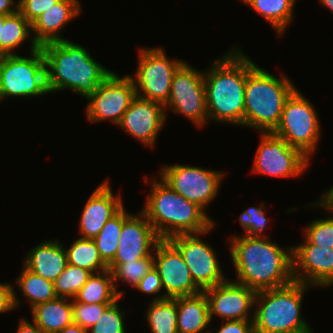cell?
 <instances>
[{"label":"cell","instance_id":"cell-33","mask_svg":"<svg viewBox=\"0 0 333 333\" xmlns=\"http://www.w3.org/2000/svg\"><path fill=\"white\" fill-rule=\"evenodd\" d=\"M91 274L86 269L67 264L65 270L53 282L56 296L73 299Z\"/></svg>","mask_w":333,"mask_h":333},{"label":"cell","instance_id":"cell-15","mask_svg":"<svg viewBox=\"0 0 333 333\" xmlns=\"http://www.w3.org/2000/svg\"><path fill=\"white\" fill-rule=\"evenodd\" d=\"M154 250V268L159 273L165 292L155 296L153 301L202 292L195 284L182 254L169 240H160Z\"/></svg>","mask_w":333,"mask_h":333},{"label":"cell","instance_id":"cell-35","mask_svg":"<svg viewBox=\"0 0 333 333\" xmlns=\"http://www.w3.org/2000/svg\"><path fill=\"white\" fill-rule=\"evenodd\" d=\"M304 237L311 244L333 248V215L308 223Z\"/></svg>","mask_w":333,"mask_h":333},{"label":"cell","instance_id":"cell-21","mask_svg":"<svg viewBox=\"0 0 333 333\" xmlns=\"http://www.w3.org/2000/svg\"><path fill=\"white\" fill-rule=\"evenodd\" d=\"M81 13L79 0H59L31 24L35 43L41 47L49 42L68 40L61 36V29Z\"/></svg>","mask_w":333,"mask_h":333},{"label":"cell","instance_id":"cell-28","mask_svg":"<svg viewBox=\"0 0 333 333\" xmlns=\"http://www.w3.org/2000/svg\"><path fill=\"white\" fill-rule=\"evenodd\" d=\"M65 252L68 264L86 269L92 274L108 269L93 239L80 237L68 249L65 247Z\"/></svg>","mask_w":333,"mask_h":333},{"label":"cell","instance_id":"cell-40","mask_svg":"<svg viewBox=\"0 0 333 333\" xmlns=\"http://www.w3.org/2000/svg\"><path fill=\"white\" fill-rule=\"evenodd\" d=\"M15 288L11 283H0V313L12 311L20 306Z\"/></svg>","mask_w":333,"mask_h":333},{"label":"cell","instance_id":"cell-19","mask_svg":"<svg viewBox=\"0 0 333 333\" xmlns=\"http://www.w3.org/2000/svg\"><path fill=\"white\" fill-rule=\"evenodd\" d=\"M166 114L163 104L136 95L117 126L142 144L154 147L167 120Z\"/></svg>","mask_w":333,"mask_h":333},{"label":"cell","instance_id":"cell-46","mask_svg":"<svg viewBox=\"0 0 333 333\" xmlns=\"http://www.w3.org/2000/svg\"><path fill=\"white\" fill-rule=\"evenodd\" d=\"M322 6H326L333 13V0H320Z\"/></svg>","mask_w":333,"mask_h":333},{"label":"cell","instance_id":"cell-18","mask_svg":"<svg viewBox=\"0 0 333 333\" xmlns=\"http://www.w3.org/2000/svg\"><path fill=\"white\" fill-rule=\"evenodd\" d=\"M160 240L142 211L131 214L123 222L118 249L108 269L112 272L121 263L153 257L152 252Z\"/></svg>","mask_w":333,"mask_h":333},{"label":"cell","instance_id":"cell-32","mask_svg":"<svg viewBox=\"0 0 333 333\" xmlns=\"http://www.w3.org/2000/svg\"><path fill=\"white\" fill-rule=\"evenodd\" d=\"M154 267L153 257H144L136 261H129L119 264L113 271L114 286L117 294L122 298L125 292L119 291L117 281L126 282L135 288L143 276Z\"/></svg>","mask_w":333,"mask_h":333},{"label":"cell","instance_id":"cell-6","mask_svg":"<svg viewBox=\"0 0 333 333\" xmlns=\"http://www.w3.org/2000/svg\"><path fill=\"white\" fill-rule=\"evenodd\" d=\"M307 284L298 281L273 289L258 291L255 296L254 333H313L302 318L301 308Z\"/></svg>","mask_w":333,"mask_h":333},{"label":"cell","instance_id":"cell-29","mask_svg":"<svg viewBox=\"0 0 333 333\" xmlns=\"http://www.w3.org/2000/svg\"><path fill=\"white\" fill-rule=\"evenodd\" d=\"M146 312V320L150 333L177 332V297L150 301Z\"/></svg>","mask_w":333,"mask_h":333},{"label":"cell","instance_id":"cell-26","mask_svg":"<svg viewBox=\"0 0 333 333\" xmlns=\"http://www.w3.org/2000/svg\"><path fill=\"white\" fill-rule=\"evenodd\" d=\"M73 299L81 303L97 304L114 303L121 297L116 292L112 272L107 269L91 274Z\"/></svg>","mask_w":333,"mask_h":333},{"label":"cell","instance_id":"cell-24","mask_svg":"<svg viewBox=\"0 0 333 333\" xmlns=\"http://www.w3.org/2000/svg\"><path fill=\"white\" fill-rule=\"evenodd\" d=\"M69 301V302H68ZM32 321L44 333H56L73 324L72 299L56 297L31 308Z\"/></svg>","mask_w":333,"mask_h":333},{"label":"cell","instance_id":"cell-2","mask_svg":"<svg viewBox=\"0 0 333 333\" xmlns=\"http://www.w3.org/2000/svg\"><path fill=\"white\" fill-rule=\"evenodd\" d=\"M247 55L228 51L204 71L208 120L244 127Z\"/></svg>","mask_w":333,"mask_h":333},{"label":"cell","instance_id":"cell-41","mask_svg":"<svg viewBox=\"0 0 333 333\" xmlns=\"http://www.w3.org/2000/svg\"><path fill=\"white\" fill-rule=\"evenodd\" d=\"M222 322L215 333H254L253 320H226Z\"/></svg>","mask_w":333,"mask_h":333},{"label":"cell","instance_id":"cell-4","mask_svg":"<svg viewBox=\"0 0 333 333\" xmlns=\"http://www.w3.org/2000/svg\"><path fill=\"white\" fill-rule=\"evenodd\" d=\"M151 180V190L141 211L161 240L180 234L204 233L215 223L198 204L185 199L161 178Z\"/></svg>","mask_w":333,"mask_h":333},{"label":"cell","instance_id":"cell-9","mask_svg":"<svg viewBox=\"0 0 333 333\" xmlns=\"http://www.w3.org/2000/svg\"><path fill=\"white\" fill-rule=\"evenodd\" d=\"M184 62L169 59L161 47L141 48L135 76H130L136 95L165 105L169 100L174 73Z\"/></svg>","mask_w":333,"mask_h":333},{"label":"cell","instance_id":"cell-31","mask_svg":"<svg viewBox=\"0 0 333 333\" xmlns=\"http://www.w3.org/2000/svg\"><path fill=\"white\" fill-rule=\"evenodd\" d=\"M16 280L22 294L30 301V309L37 304L53 300L57 297L52 281L29 271L24 266Z\"/></svg>","mask_w":333,"mask_h":333},{"label":"cell","instance_id":"cell-20","mask_svg":"<svg viewBox=\"0 0 333 333\" xmlns=\"http://www.w3.org/2000/svg\"><path fill=\"white\" fill-rule=\"evenodd\" d=\"M109 181H103L89 196L79 221L81 238H95L106 222L123 206L121 195H114Z\"/></svg>","mask_w":333,"mask_h":333},{"label":"cell","instance_id":"cell-34","mask_svg":"<svg viewBox=\"0 0 333 333\" xmlns=\"http://www.w3.org/2000/svg\"><path fill=\"white\" fill-rule=\"evenodd\" d=\"M118 300L112 303L98 321L88 330L90 333H126L125 313L118 307Z\"/></svg>","mask_w":333,"mask_h":333},{"label":"cell","instance_id":"cell-45","mask_svg":"<svg viewBox=\"0 0 333 333\" xmlns=\"http://www.w3.org/2000/svg\"><path fill=\"white\" fill-rule=\"evenodd\" d=\"M56 333H89L88 330L84 329L83 327L77 325V324H71L69 326H66L61 331Z\"/></svg>","mask_w":333,"mask_h":333},{"label":"cell","instance_id":"cell-47","mask_svg":"<svg viewBox=\"0 0 333 333\" xmlns=\"http://www.w3.org/2000/svg\"><path fill=\"white\" fill-rule=\"evenodd\" d=\"M0 39H1V15H0Z\"/></svg>","mask_w":333,"mask_h":333},{"label":"cell","instance_id":"cell-38","mask_svg":"<svg viewBox=\"0 0 333 333\" xmlns=\"http://www.w3.org/2000/svg\"><path fill=\"white\" fill-rule=\"evenodd\" d=\"M59 0H18V12L32 24L44 11Z\"/></svg>","mask_w":333,"mask_h":333},{"label":"cell","instance_id":"cell-7","mask_svg":"<svg viewBox=\"0 0 333 333\" xmlns=\"http://www.w3.org/2000/svg\"><path fill=\"white\" fill-rule=\"evenodd\" d=\"M29 55L0 56L1 101L7 97H39L49 93L41 48L29 52Z\"/></svg>","mask_w":333,"mask_h":333},{"label":"cell","instance_id":"cell-37","mask_svg":"<svg viewBox=\"0 0 333 333\" xmlns=\"http://www.w3.org/2000/svg\"><path fill=\"white\" fill-rule=\"evenodd\" d=\"M265 203L259 204L260 207H248L239 216V222L242 228L246 231L247 236L251 237H268L261 234L266 225H268V220L265 216L264 206Z\"/></svg>","mask_w":333,"mask_h":333},{"label":"cell","instance_id":"cell-23","mask_svg":"<svg viewBox=\"0 0 333 333\" xmlns=\"http://www.w3.org/2000/svg\"><path fill=\"white\" fill-rule=\"evenodd\" d=\"M210 323L209 303L204 291L177 297L178 333H209L206 329Z\"/></svg>","mask_w":333,"mask_h":333},{"label":"cell","instance_id":"cell-3","mask_svg":"<svg viewBox=\"0 0 333 333\" xmlns=\"http://www.w3.org/2000/svg\"><path fill=\"white\" fill-rule=\"evenodd\" d=\"M40 48L45 58L49 93L68 89L87 100L112 72L73 41L49 42Z\"/></svg>","mask_w":333,"mask_h":333},{"label":"cell","instance_id":"cell-36","mask_svg":"<svg viewBox=\"0 0 333 333\" xmlns=\"http://www.w3.org/2000/svg\"><path fill=\"white\" fill-rule=\"evenodd\" d=\"M112 303L86 304L72 299L73 322L89 330Z\"/></svg>","mask_w":333,"mask_h":333},{"label":"cell","instance_id":"cell-12","mask_svg":"<svg viewBox=\"0 0 333 333\" xmlns=\"http://www.w3.org/2000/svg\"><path fill=\"white\" fill-rule=\"evenodd\" d=\"M252 171L274 177H297L308 168L311 158L272 132L261 133Z\"/></svg>","mask_w":333,"mask_h":333},{"label":"cell","instance_id":"cell-44","mask_svg":"<svg viewBox=\"0 0 333 333\" xmlns=\"http://www.w3.org/2000/svg\"><path fill=\"white\" fill-rule=\"evenodd\" d=\"M0 0V15H12L18 11V1Z\"/></svg>","mask_w":333,"mask_h":333},{"label":"cell","instance_id":"cell-10","mask_svg":"<svg viewBox=\"0 0 333 333\" xmlns=\"http://www.w3.org/2000/svg\"><path fill=\"white\" fill-rule=\"evenodd\" d=\"M159 173L168 186L204 210L217 196L225 178L221 171L181 164L164 165Z\"/></svg>","mask_w":333,"mask_h":333},{"label":"cell","instance_id":"cell-22","mask_svg":"<svg viewBox=\"0 0 333 333\" xmlns=\"http://www.w3.org/2000/svg\"><path fill=\"white\" fill-rule=\"evenodd\" d=\"M23 264L29 271L54 282L68 264L65 247L59 240H45L27 253Z\"/></svg>","mask_w":333,"mask_h":333},{"label":"cell","instance_id":"cell-17","mask_svg":"<svg viewBox=\"0 0 333 333\" xmlns=\"http://www.w3.org/2000/svg\"><path fill=\"white\" fill-rule=\"evenodd\" d=\"M209 303L210 320L213 316L225 320H253L256 291L230 279L204 290ZM250 312V313H249ZM250 315V316H249Z\"/></svg>","mask_w":333,"mask_h":333},{"label":"cell","instance_id":"cell-16","mask_svg":"<svg viewBox=\"0 0 333 333\" xmlns=\"http://www.w3.org/2000/svg\"><path fill=\"white\" fill-rule=\"evenodd\" d=\"M304 241L292 246L294 281L312 288L332 286L333 248L311 244L305 238Z\"/></svg>","mask_w":333,"mask_h":333},{"label":"cell","instance_id":"cell-1","mask_svg":"<svg viewBox=\"0 0 333 333\" xmlns=\"http://www.w3.org/2000/svg\"><path fill=\"white\" fill-rule=\"evenodd\" d=\"M230 255L237 283L256 292L279 288L292 281V246L287 250L268 237L231 236Z\"/></svg>","mask_w":333,"mask_h":333},{"label":"cell","instance_id":"cell-8","mask_svg":"<svg viewBox=\"0 0 333 333\" xmlns=\"http://www.w3.org/2000/svg\"><path fill=\"white\" fill-rule=\"evenodd\" d=\"M318 116L312 103L296 88L287 98L280 122L272 133L310 158L321 135Z\"/></svg>","mask_w":333,"mask_h":333},{"label":"cell","instance_id":"cell-27","mask_svg":"<svg viewBox=\"0 0 333 333\" xmlns=\"http://www.w3.org/2000/svg\"><path fill=\"white\" fill-rule=\"evenodd\" d=\"M261 15L274 28L277 35L285 33L291 23L296 0H240ZM284 32V33H283Z\"/></svg>","mask_w":333,"mask_h":333},{"label":"cell","instance_id":"cell-14","mask_svg":"<svg viewBox=\"0 0 333 333\" xmlns=\"http://www.w3.org/2000/svg\"><path fill=\"white\" fill-rule=\"evenodd\" d=\"M209 231L211 229L204 233L180 234L169 239L182 254L195 284L202 291L227 280L216 252L211 245L199 238L201 234L206 235Z\"/></svg>","mask_w":333,"mask_h":333},{"label":"cell","instance_id":"cell-5","mask_svg":"<svg viewBox=\"0 0 333 333\" xmlns=\"http://www.w3.org/2000/svg\"><path fill=\"white\" fill-rule=\"evenodd\" d=\"M295 85L286 76L275 77L247 55L244 126L260 133L273 132L278 126L284 104Z\"/></svg>","mask_w":333,"mask_h":333},{"label":"cell","instance_id":"cell-39","mask_svg":"<svg viewBox=\"0 0 333 333\" xmlns=\"http://www.w3.org/2000/svg\"><path fill=\"white\" fill-rule=\"evenodd\" d=\"M138 291L143 292L144 294L160 295L162 288V281L159 276L158 271L153 267L149 272H147L143 278L139 281L138 285L135 287Z\"/></svg>","mask_w":333,"mask_h":333},{"label":"cell","instance_id":"cell-11","mask_svg":"<svg viewBox=\"0 0 333 333\" xmlns=\"http://www.w3.org/2000/svg\"><path fill=\"white\" fill-rule=\"evenodd\" d=\"M164 107L187 117L195 126L202 127L209 122L204 71L199 72L184 62L174 73L169 100Z\"/></svg>","mask_w":333,"mask_h":333},{"label":"cell","instance_id":"cell-25","mask_svg":"<svg viewBox=\"0 0 333 333\" xmlns=\"http://www.w3.org/2000/svg\"><path fill=\"white\" fill-rule=\"evenodd\" d=\"M31 31L32 25L18 11L12 15H1L0 56L16 54L15 48L27 39L31 41L30 51L38 49Z\"/></svg>","mask_w":333,"mask_h":333},{"label":"cell","instance_id":"cell-42","mask_svg":"<svg viewBox=\"0 0 333 333\" xmlns=\"http://www.w3.org/2000/svg\"><path fill=\"white\" fill-rule=\"evenodd\" d=\"M320 206L333 215V186L326 190L316 202L310 206Z\"/></svg>","mask_w":333,"mask_h":333},{"label":"cell","instance_id":"cell-43","mask_svg":"<svg viewBox=\"0 0 333 333\" xmlns=\"http://www.w3.org/2000/svg\"><path fill=\"white\" fill-rule=\"evenodd\" d=\"M17 333H44L34 322L20 319Z\"/></svg>","mask_w":333,"mask_h":333},{"label":"cell","instance_id":"cell-13","mask_svg":"<svg viewBox=\"0 0 333 333\" xmlns=\"http://www.w3.org/2000/svg\"><path fill=\"white\" fill-rule=\"evenodd\" d=\"M135 96L130 75L120 77L112 71L87 99L86 116L90 122L109 120L118 125Z\"/></svg>","mask_w":333,"mask_h":333},{"label":"cell","instance_id":"cell-30","mask_svg":"<svg viewBox=\"0 0 333 333\" xmlns=\"http://www.w3.org/2000/svg\"><path fill=\"white\" fill-rule=\"evenodd\" d=\"M124 206L112 216L93 238L102 260L109 265L115 257L119 245V238L123 222L130 216Z\"/></svg>","mask_w":333,"mask_h":333}]
</instances>
